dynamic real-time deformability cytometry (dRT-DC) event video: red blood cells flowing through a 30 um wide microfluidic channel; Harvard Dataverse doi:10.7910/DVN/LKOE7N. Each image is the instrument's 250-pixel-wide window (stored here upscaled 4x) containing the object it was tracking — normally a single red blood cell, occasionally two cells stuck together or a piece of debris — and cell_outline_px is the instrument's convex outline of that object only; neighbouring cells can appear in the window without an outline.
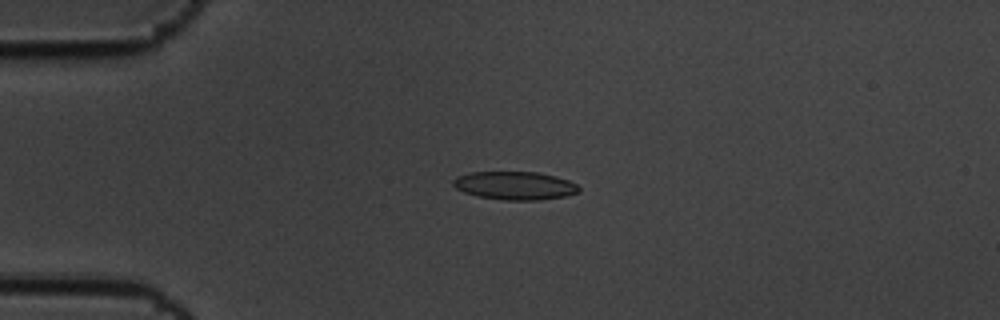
{"species": "common noctule bat (a hibernating species)", "species_latin": "Nyctalus noctula", "temperature_condition": "cold", "stored_images_in_passage": 6, "camera_frame_rate_fps": 3000, "um_per_image_px": 0.085, "animal": {"sex": "male", "body_mass_g": 19.5, "forearm_length_mm": 54.6}, "frame": {"image": 1, "passage_image": 4, "time_ms": 1.0, "image_size_px": [1000, 320], "cell_outline_px": [[580, 192], [564, 196], [540, 200], [504, 200], [476, 196], [464, 192], [456, 188], [452, 184], [452, 180], [456, 176], [468, 172], [536, 172], [556, 176], [568, 180], [576, 184], [580, 188]], "centroid_in_image_um": [43.74, 15.77], "position_along_channel_um": 41.3, "area_um2": 20.81}}
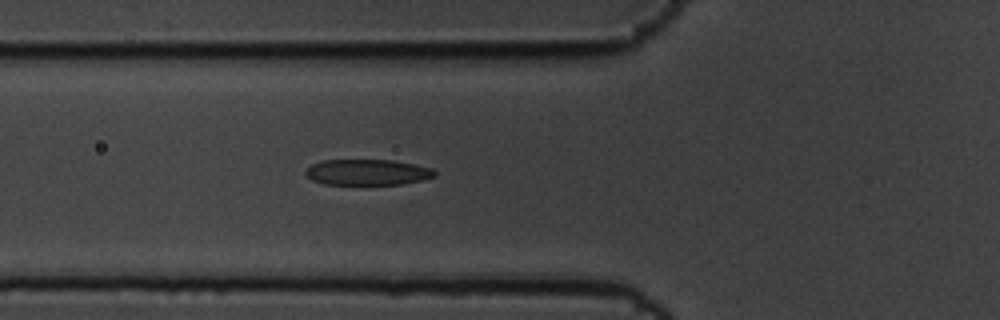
{"frame": {"image": 2, "passage_image": 6, "time_ms": 1.667, "image_size_px": [1000, 320], "cell_outline_px": [[436, 176], [424, 180], [400, 184], [324, 184], [312, 180], [304, 172], [312, 164], [320, 160], [392, 160], [432, 168], [436, 172]], "centroid_in_image_um": [31.24, 14.64], "position_along_channel_um": 94.6, "area_um2": 19.36}}